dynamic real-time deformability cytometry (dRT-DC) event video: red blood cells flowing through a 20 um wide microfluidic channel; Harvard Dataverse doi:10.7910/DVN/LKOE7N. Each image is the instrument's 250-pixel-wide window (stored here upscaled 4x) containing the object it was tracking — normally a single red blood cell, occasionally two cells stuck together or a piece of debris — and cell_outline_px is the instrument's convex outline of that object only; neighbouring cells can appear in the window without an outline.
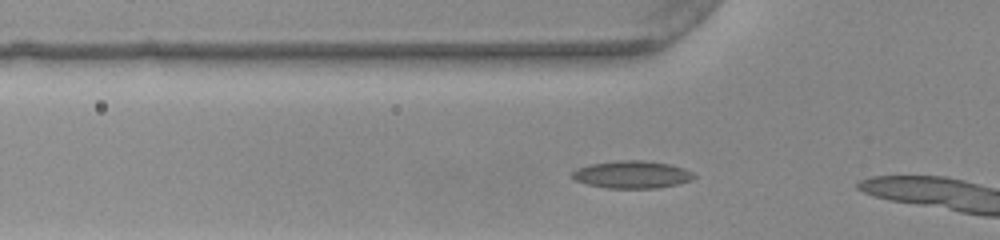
{"species": "common noctule bat (a hibernating species)", "species_latin": "Nyctalus noctula", "temperature_condition": "warm", "stored_images_in_passage": 7, "camera_frame_rate_fps": 3000, "um_per_image_px": 0.085, "animal": {"sex": "female", "body_mass_g": 22.0, "forearm_length_mm": 56.7}, "frame": {"image": 1, "passage_image": 4, "time_ms": 1.0, "image_size_px": [1000, 240], "cell_outline_px": [[696, 176], [692, 180], [676, 184], [656, 188], [608, 188], [588, 184], [576, 180], [568, 176], [576, 168], [592, 164], [616, 160], [640, 160], [668, 164], [684, 168], [692, 172]], "centroid_in_image_um": [53.69, 14.83], "position_along_channel_um": 72.1, "area_um2": 19.42}}